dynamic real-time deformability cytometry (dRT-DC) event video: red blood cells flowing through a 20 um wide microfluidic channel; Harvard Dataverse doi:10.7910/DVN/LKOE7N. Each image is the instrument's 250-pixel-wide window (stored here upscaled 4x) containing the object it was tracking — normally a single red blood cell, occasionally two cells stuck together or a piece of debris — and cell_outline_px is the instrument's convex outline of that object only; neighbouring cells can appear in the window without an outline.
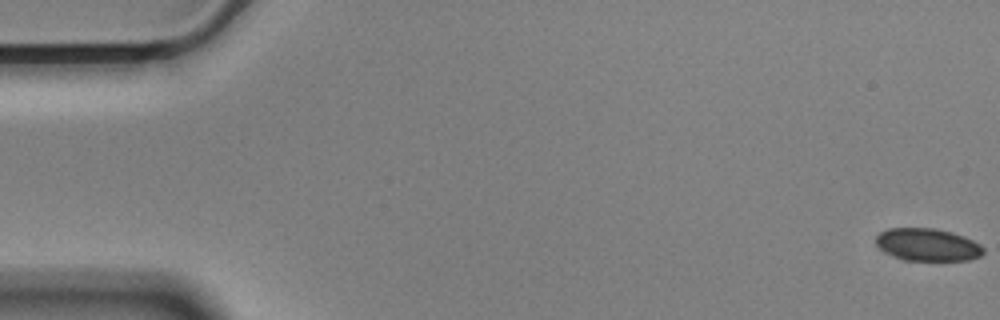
{"species": "Egyptian fruit bat (a non-hibernating species)", "species_latin": "Rousettus aegyptiacus", "temperature_condition": "cold", "stored_images_in_passage": 11, "camera_frame_rate_fps": 3000, "um_per_image_px": 0.085, "animal": {"sex": "male"}, "frame": {"image": 1, "passage_image": 1, "time_ms": 0.0, "image_size_px": [1000, 320], "cell_outline_px": [[984, 252], [980, 256], [968, 260], [904, 260], [892, 256], [884, 252], [876, 244], [876, 236], [880, 232], [888, 228], [936, 228], [952, 232], [964, 236], [980, 244], [984, 248]], "centroid_in_image_um": [78.83, 20.79], "position_along_channel_um": 6.2, "area_um2": 20.46}}